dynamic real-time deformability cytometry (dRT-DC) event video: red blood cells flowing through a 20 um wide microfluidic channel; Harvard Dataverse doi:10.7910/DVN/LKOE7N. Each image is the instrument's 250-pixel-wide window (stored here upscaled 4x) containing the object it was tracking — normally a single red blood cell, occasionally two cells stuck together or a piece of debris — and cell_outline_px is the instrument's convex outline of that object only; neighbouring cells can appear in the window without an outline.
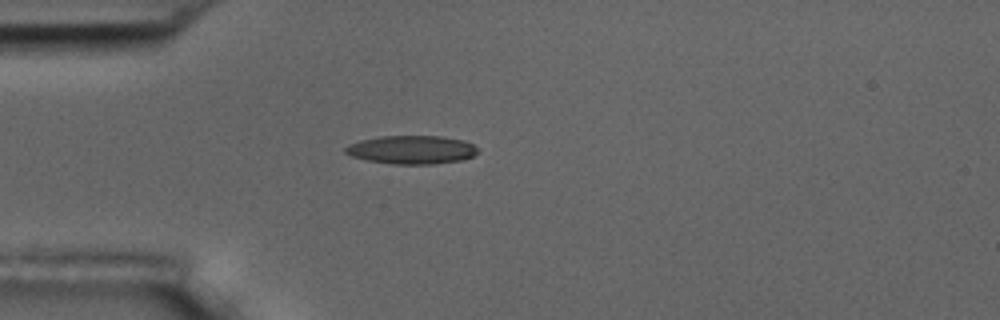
{"species": "common noctule bat (a hibernating species)", "species_latin": "Nyctalus noctula", "temperature_condition": "room temperature", "stored_images_in_passage": 1, "camera_frame_rate_fps": 3000, "um_per_image_px": 0.085, "animal": {"sex": "male", "body_mass_g": 17.5, "forearm_length_mm": 52.3}, "frame": {"image": 1, "passage_image": 1, "time_ms": 0.0, "image_size_px": [1000, 320], "cell_outline_px": [[480, 152], [472, 156], [460, 160], [432, 164], [392, 164], [368, 160], [352, 156], [344, 152], [344, 148], [348, 144], [360, 140], [380, 136], [440, 136], [464, 140], [472, 144]], "centroid_in_image_um": [34.97, 12.72], "position_along_channel_um": 50.0, "area_um2": 21.91}}